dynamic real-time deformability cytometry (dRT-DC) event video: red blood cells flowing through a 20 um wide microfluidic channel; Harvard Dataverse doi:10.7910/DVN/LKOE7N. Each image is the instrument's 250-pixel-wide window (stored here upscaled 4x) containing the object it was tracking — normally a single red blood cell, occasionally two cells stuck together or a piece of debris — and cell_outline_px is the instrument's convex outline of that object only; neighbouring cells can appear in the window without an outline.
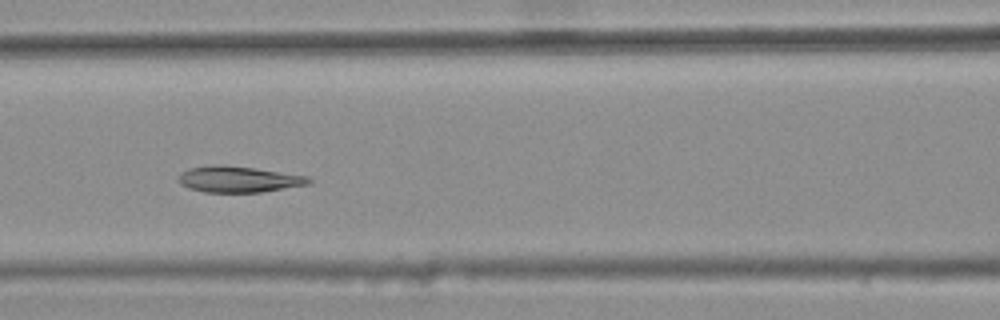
{"species": "common noctule bat (a hibernating species)", "species_latin": "Nyctalus noctula", "temperature_condition": "warm", "stored_images_in_passage": 7, "camera_frame_rate_fps": 3000, "um_per_image_px": 0.085, "animal": {"sex": "female", "body_mass_g": 25.1}, "frame": {"image": 1, "passage_image": 6, "time_ms": 1.667, "image_size_px": [1000, 320], "cell_outline_px": [[312, 180], [308, 184], [260, 192], [204, 192], [188, 188], [180, 184], [180, 172], [192, 168], [212, 164], [220, 164], [256, 168], [308, 176]], "centroid_in_image_um": [20.27, 15.23], "position_along_channel_um": 146.3, "area_um2": 19.71}}
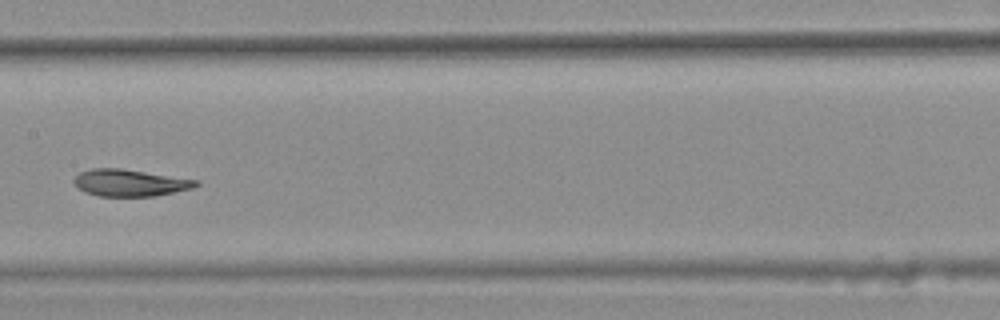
{"frame": {"image": 2, "passage_image": 7, "time_ms": 2.0, "image_size_px": [1000, 320], "cell_outline_px": [[200, 184], [192, 188], [156, 196], [100, 196], [84, 192], [76, 188], [72, 180], [80, 172], [92, 168], [120, 168], [200, 180]], "centroid_in_image_um": [11.03, 15.54], "position_along_channel_um": 196.4, "area_um2": 19.25}}